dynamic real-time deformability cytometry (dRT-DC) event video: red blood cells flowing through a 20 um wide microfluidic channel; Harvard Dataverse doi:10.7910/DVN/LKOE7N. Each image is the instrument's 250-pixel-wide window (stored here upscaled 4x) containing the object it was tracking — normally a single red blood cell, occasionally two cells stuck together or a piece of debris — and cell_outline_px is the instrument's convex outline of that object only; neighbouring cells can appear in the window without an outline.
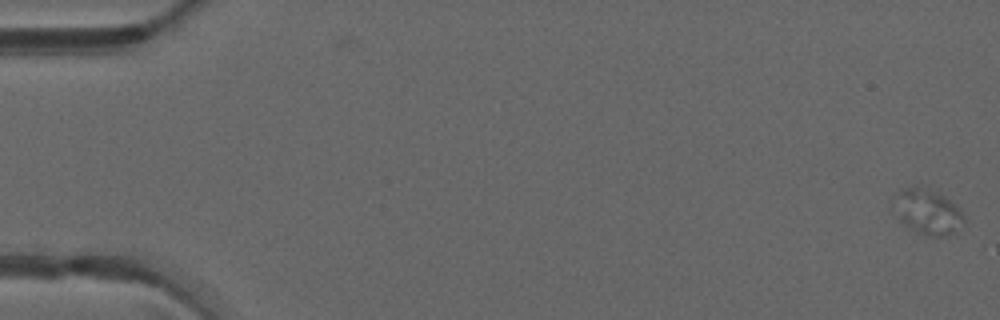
{"species": "common noctule bat (a hibernating species)", "species_latin": "Nyctalus noctula", "temperature_condition": "warm", "stored_images_in_passage": 3, "camera_frame_rate_fps": 3000, "um_per_image_px": 0.085, "animal": {"sex": "male", "forearm_length_mm": 52.5}, "frame": {"image": 1, "passage_image": 3, "time_ms": 0.667, "image_size_px": [1000, 320], "cell_outline_px": [[964, 220], [956, 232], [944, 236], [924, 236], [916, 232], [904, 224], [900, 220], [896, 192], [904, 188], [916, 184], [924, 184], [944, 196], [956, 204], [964, 216]], "centroid_in_image_um": [78.9, 17.97], "position_along_channel_um": 6.1, "area_um2": 18.44}}